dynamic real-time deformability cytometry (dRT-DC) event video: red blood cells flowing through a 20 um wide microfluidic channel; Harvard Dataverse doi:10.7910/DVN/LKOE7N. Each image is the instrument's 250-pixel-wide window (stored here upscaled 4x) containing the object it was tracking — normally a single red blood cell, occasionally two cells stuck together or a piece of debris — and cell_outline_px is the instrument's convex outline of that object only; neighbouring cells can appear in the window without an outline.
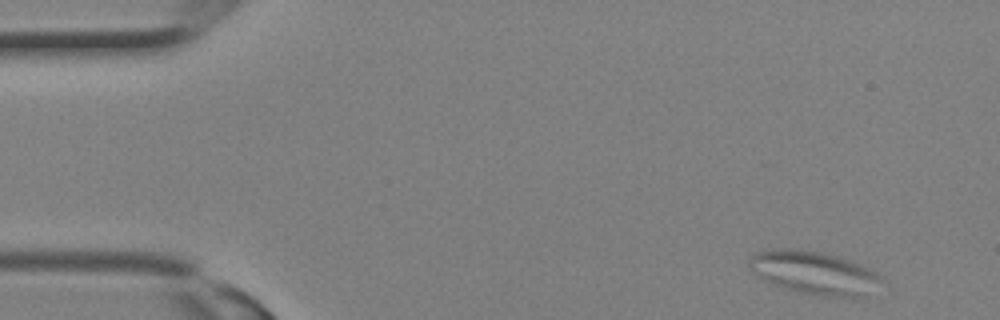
{"species": "Egyptian fruit bat (a non-hibernating species)", "species_latin": "Rousettus aegyptiacus", "temperature_condition": "room temperature", "stored_images_in_passage": 10, "camera_frame_rate_fps": 3000, "um_per_image_px": 0.085, "animal": {"sex": "female"}, "frame": {"image": 1, "passage_image": 1, "time_ms": 0.0, "image_size_px": [1000, 320], "cell_outline_px": [[884, 280], [856, 296], [816, 296], [784, 288], [772, 284], [764, 280], [748, 264], [752, 256], [756, 252], [772, 248], [796, 248], [820, 252], [852, 260], [872, 268], [884, 276]], "centroid_in_image_um": [69.19, 23.14], "position_along_channel_um": 15.8, "area_um2": 32.83}}
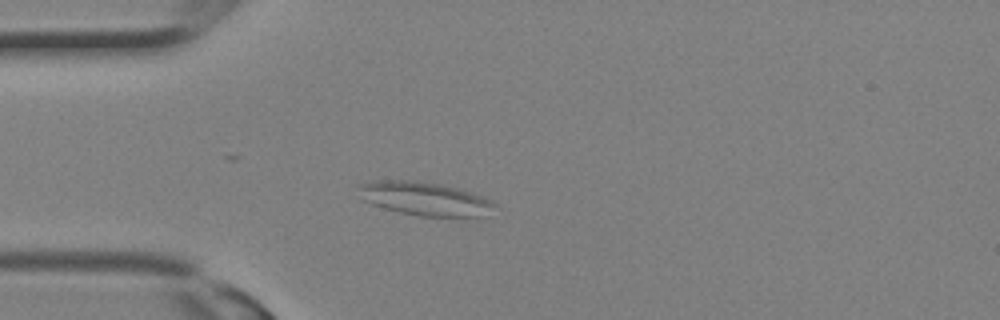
{"frame": {"image": 2, "passage_image": 7, "time_ms": 2.0, "image_size_px": [1000, 320], "cell_outline_px": [[500, 208], [484, 216], [420, 216], [400, 212], [384, 208], [360, 200], [356, 184], [368, 180], [416, 180], [440, 184], [460, 188], [472, 192], [492, 200]], "centroid_in_image_um": [36.08, 16.87], "position_along_channel_um": 48.9, "area_um2": 27.28}}